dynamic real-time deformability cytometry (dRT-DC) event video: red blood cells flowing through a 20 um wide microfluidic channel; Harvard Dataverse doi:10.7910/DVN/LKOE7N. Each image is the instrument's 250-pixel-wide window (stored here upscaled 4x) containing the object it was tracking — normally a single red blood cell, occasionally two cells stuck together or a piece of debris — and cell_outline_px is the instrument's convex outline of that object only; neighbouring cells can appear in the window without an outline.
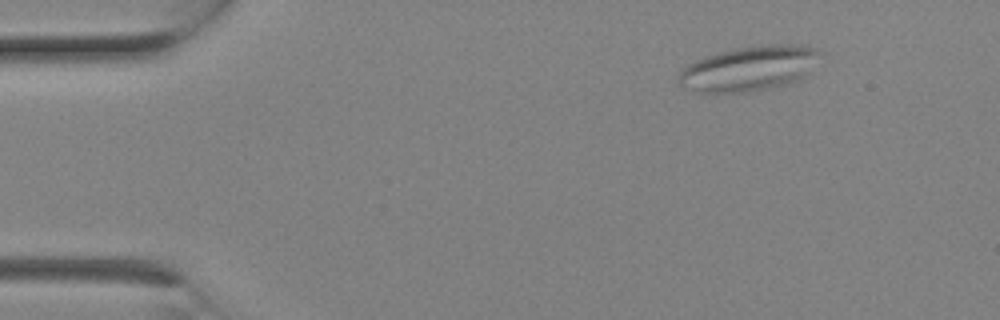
{"species": "Egyptian fruit bat (a non-hibernating species)", "species_latin": "Rousettus aegyptiacus", "temperature_condition": "room temperature", "stored_images_in_passage": 3, "camera_frame_rate_fps": 3000, "um_per_image_px": 0.085, "animal": {"sex": "female"}, "frame": {"image": 1, "passage_image": 3, "time_ms": 0.667, "image_size_px": [1000, 320], "cell_outline_px": [[824, 52], [808, 72], [800, 80], [768, 88], [748, 92], [696, 92], [684, 88], [676, 84], [676, 76], [688, 64], [704, 56], [716, 52], [736, 48], [768, 44], [804, 44], [816, 48]], "centroid_in_image_um": [63.66, 5.81], "position_along_channel_um": 21.3, "area_um2": 37.45}}